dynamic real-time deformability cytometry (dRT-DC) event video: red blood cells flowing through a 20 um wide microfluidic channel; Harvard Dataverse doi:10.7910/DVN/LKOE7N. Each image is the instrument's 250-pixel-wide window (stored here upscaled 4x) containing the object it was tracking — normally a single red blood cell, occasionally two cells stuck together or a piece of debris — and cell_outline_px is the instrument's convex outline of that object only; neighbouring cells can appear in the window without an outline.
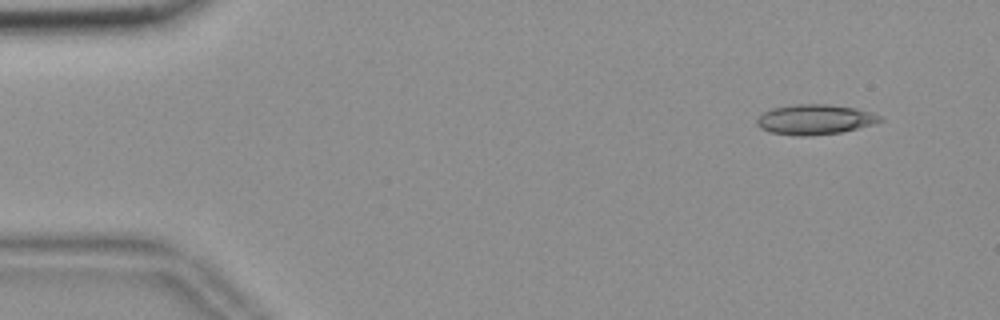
{"species": "common noctule bat (a hibernating species)", "species_latin": "Nyctalus noctula", "temperature_condition": "room temperature", "stored_images_in_passage": 55, "camera_frame_rate_fps": 3000, "um_per_image_px": 0.085, "animal": {"sex": "female", "body_mass_g": 18.4}, "frame": {"image": 1, "passage_image": 5, "time_ms": 1.333, "image_size_px": [1000, 320], "cell_outline_px": [[884, 120], [872, 124], [840, 132], [808, 136], [796, 136], [768, 132], [760, 128], [756, 124], [756, 120], [764, 112], [772, 108], [796, 104], [828, 104], [856, 108], [872, 112], [884, 116]], "centroid_in_image_um": [69.27, 10.15], "position_along_channel_um": 15.7, "area_um2": 21.68}}
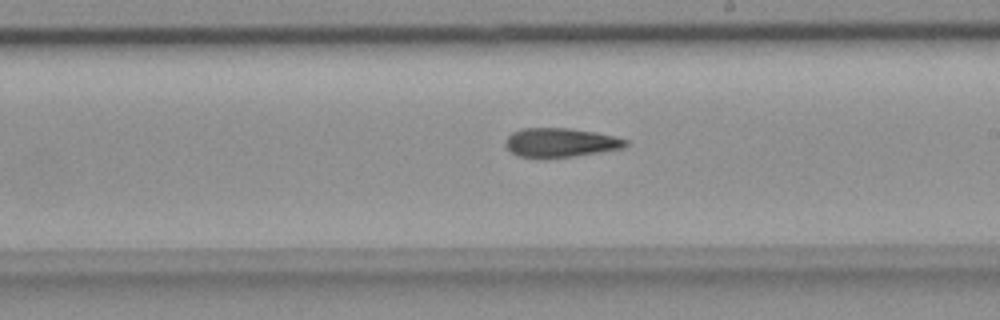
{"frame": {"image": 2, "passage_image": 32, "time_ms": 10.333, "image_size_px": [1000, 320], "cell_outline_px": [[628, 144], [624, 148], [600, 152], [572, 156], [516, 156], [504, 144], [504, 140], [512, 132], [520, 128], [568, 128], [596, 132], [628, 140]], "centroid_in_image_um": [47.64, 12.09], "position_along_channel_um": 241.4, "area_um2": 20.0}}
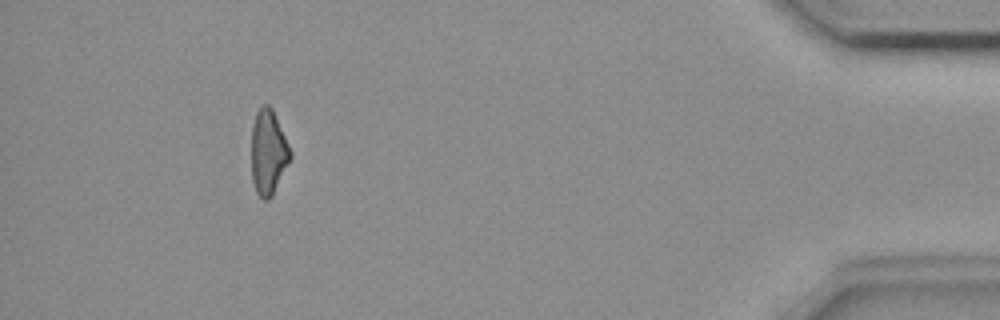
{"frame": {"image": 3, "passage_image": 51, "time_ms": 16.667, "image_size_px": [1000, 320], "cell_outline_px": [[292, 156], [272, 196], [268, 200], [264, 200], [256, 192], [252, 180], [252, 124], [256, 112], [264, 104], [268, 104], [272, 108], [292, 152]], "centroid_in_image_um": [22.8, 12.94], "position_along_channel_um": 412.4, "area_um2": 19.13}, "authors_computed_cell_mechanics": {"area_um2": 20.7502, "velocity_mm_per_s": 3.6727, "shape_relaxation_time_tau1_ms": null, "shape_relaxation_time_tau2_ms": 8.8135, "deformation_change_tau1": null, "deformation_change_tau2": 0.2175}}